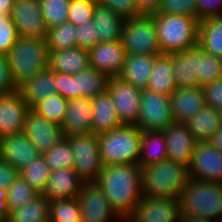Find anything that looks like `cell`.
Returning a JSON list of instances; mask_svg holds the SVG:
<instances>
[{
	"instance_id": "44dd1931",
	"label": "cell",
	"mask_w": 222,
	"mask_h": 222,
	"mask_svg": "<svg viewBox=\"0 0 222 222\" xmlns=\"http://www.w3.org/2000/svg\"><path fill=\"white\" fill-rule=\"evenodd\" d=\"M168 55L172 61V76L176 87H200L198 80L199 45Z\"/></svg>"
},
{
	"instance_id": "f546056e",
	"label": "cell",
	"mask_w": 222,
	"mask_h": 222,
	"mask_svg": "<svg viewBox=\"0 0 222 222\" xmlns=\"http://www.w3.org/2000/svg\"><path fill=\"white\" fill-rule=\"evenodd\" d=\"M76 98L86 97L93 99L107 91L109 77L89 66L73 74Z\"/></svg>"
},
{
	"instance_id": "ba28073f",
	"label": "cell",
	"mask_w": 222,
	"mask_h": 222,
	"mask_svg": "<svg viewBox=\"0 0 222 222\" xmlns=\"http://www.w3.org/2000/svg\"><path fill=\"white\" fill-rule=\"evenodd\" d=\"M65 138L69 141L74 155L73 170L83 182H95L103 167L98 135L86 133Z\"/></svg>"
},
{
	"instance_id": "d6a6232c",
	"label": "cell",
	"mask_w": 222,
	"mask_h": 222,
	"mask_svg": "<svg viewBox=\"0 0 222 222\" xmlns=\"http://www.w3.org/2000/svg\"><path fill=\"white\" fill-rule=\"evenodd\" d=\"M197 44L204 51L222 58V16L199 23Z\"/></svg>"
},
{
	"instance_id": "74e56055",
	"label": "cell",
	"mask_w": 222,
	"mask_h": 222,
	"mask_svg": "<svg viewBox=\"0 0 222 222\" xmlns=\"http://www.w3.org/2000/svg\"><path fill=\"white\" fill-rule=\"evenodd\" d=\"M50 222H81L77 198L50 201Z\"/></svg>"
},
{
	"instance_id": "f907efd6",
	"label": "cell",
	"mask_w": 222,
	"mask_h": 222,
	"mask_svg": "<svg viewBox=\"0 0 222 222\" xmlns=\"http://www.w3.org/2000/svg\"><path fill=\"white\" fill-rule=\"evenodd\" d=\"M17 90L14 84L9 62L6 56L0 55V95L12 93Z\"/></svg>"
},
{
	"instance_id": "be15d7a7",
	"label": "cell",
	"mask_w": 222,
	"mask_h": 222,
	"mask_svg": "<svg viewBox=\"0 0 222 222\" xmlns=\"http://www.w3.org/2000/svg\"><path fill=\"white\" fill-rule=\"evenodd\" d=\"M219 113H220V120H221V125H222V110Z\"/></svg>"
},
{
	"instance_id": "5bb4252c",
	"label": "cell",
	"mask_w": 222,
	"mask_h": 222,
	"mask_svg": "<svg viewBox=\"0 0 222 222\" xmlns=\"http://www.w3.org/2000/svg\"><path fill=\"white\" fill-rule=\"evenodd\" d=\"M11 18L20 37L46 39L48 28L39 0H14Z\"/></svg>"
},
{
	"instance_id": "d4e9b609",
	"label": "cell",
	"mask_w": 222,
	"mask_h": 222,
	"mask_svg": "<svg viewBox=\"0 0 222 222\" xmlns=\"http://www.w3.org/2000/svg\"><path fill=\"white\" fill-rule=\"evenodd\" d=\"M92 100V129L94 134L111 131L124 125L118 115L113 99L108 91Z\"/></svg>"
},
{
	"instance_id": "f6af8a7d",
	"label": "cell",
	"mask_w": 222,
	"mask_h": 222,
	"mask_svg": "<svg viewBox=\"0 0 222 222\" xmlns=\"http://www.w3.org/2000/svg\"><path fill=\"white\" fill-rule=\"evenodd\" d=\"M19 35L11 15L0 21V55L6 56L14 46Z\"/></svg>"
},
{
	"instance_id": "ab89813d",
	"label": "cell",
	"mask_w": 222,
	"mask_h": 222,
	"mask_svg": "<svg viewBox=\"0 0 222 222\" xmlns=\"http://www.w3.org/2000/svg\"><path fill=\"white\" fill-rule=\"evenodd\" d=\"M222 78V58L204 51L199 46V86Z\"/></svg>"
},
{
	"instance_id": "7bdbcfd3",
	"label": "cell",
	"mask_w": 222,
	"mask_h": 222,
	"mask_svg": "<svg viewBox=\"0 0 222 222\" xmlns=\"http://www.w3.org/2000/svg\"><path fill=\"white\" fill-rule=\"evenodd\" d=\"M155 14L183 15L197 19L196 0H161Z\"/></svg>"
},
{
	"instance_id": "e7e4bbea",
	"label": "cell",
	"mask_w": 222,
	"mask_h": 222,
	"mask_svg": "<svg viewBox=\"0 0 222 222\" xmlns=\"http://www.w3.org/2000/svg\"><path fill=\"white\" fill-rule=\"evenodd\" d=\"M216 222H222V216Z\"/></svg>"
},
{
	"instance_id": "8992f818",
	"label": "cell",
	"mask_w": 222,
	"mask_h": 222,
	"mask_svg": "<svg viewBox=\"0 0 222 222\" xmlns=\"http://www.w3.org/2000/svg\"><path fill=\"white\" fill-rule=\"evenodd\" d=\"M141 130L136 125L124 124L98 134L99 151L103 165L138 164Z\"/></svg>"
},
{
	"instance_id": "4fadbf2b",
	"label": "cell",
	"mask_w": 222,
	"mask_h": 222,
	"mask_svg": "<svg viewBox=\"0 0 222 222\" xmlns=\"http://www.w3.org/2000/svg\"><path fill=\"white\" fill-rule=\"evenodd\" d=\"M107 91L113 99L121 122L135 125L139 119L142 89L121 80L119 77H112L108 81Z\"/></svg>"
},
{
	"instance_id": "91938a15",
	"label": "cell",
	"mask_w": 222,
	"mask_h": 222,
	"mask_svg": "<svg viewBox=\"0 0 222 222\" xmlns=\"http://www.w3.org/2000/svg\"><path fill=\"white\" fill-rule=\"evenodd\" d=\"M0 205H8L7 203V189L0 188Z\"/></svg>"
},
{
	"instance_id": "4316f807",
	"label": "cell",
	"mask_w": 222,
	"mask_h": 222,
	"mask_svg": "<svg viewBox=\"0 0 222 222\" xmlns=\"http://www.w3.org/2000/svg\"><path fill=\"white\" fill-rule=\"evenodd\" d=\"M155 56L127 55L118 77L141 89H146L152 73Z\"/></svg>"
},
{
	"instance_id": "9c48e42d",
	"label": "cell",
	"mask_w": 222,
	"mask_h": 222,
	"mask_svg": "<svg viewBox=\"0 0 222 222\" xmlns=\"http://www.w3.org/2000/svg\"><path fill=\"white\" fill-rule=\"evenodd\" d=\"M173 122L170 96L142 89L136 127L141 131H164Z\"/></svg>"
},
{
	"instance_id": "2e32d148",
	"label": "cell",
	"mask_w": 222,
	"mask_h": 222,
	"mask_svg": "<svg viewBox=\"0 0 222 222\" xmlns=\"http://www.w3.org/2000/svg\"><path fill=\"white\" fill-rule=\"evenodd\" d=\"M88 51L91 67L106 74L109 78L118 77L127 57L121 41L97 43Z\"/></svg>"
},
{
	"instance_id": "6125c7cd",
	"label": "cell",
	"mask_w": 222,
	"mask_h": 222,
	"mask_svg": "<svg viewBox=\"0 0 222 222\" xmlns=\"http://www.w3.org/2000/svg\"><path fill=\"white\" fill-rule=\"evenodd\" d=\"M95 4H103L105 0H92Z\"/></svg>"
},
{
	"instance_id": "5b68a950",
	"label": "cell",
	"mask_w": 222,
	"mask_h": 222,
	"mask_svg": "<svg viewBox=\"0 0 222 222\" xmlns=\"http://www.w3.org/2000/svg\"><path fill=\"white\" fill-rule=\"evenodd\" d=\"M162 54L181 52L198 43L199 21L192 17L153 13Z\"/></svg>"
},
{
	"instance_id": "680465c9",
	"label": "cell",
	"mask_w": 222,
	"mask_h": 222,
	"mask_svg": "<svg viewBox=\"0 0 222 222\" xmlns=\"http://www.w3.org/2000/svg\"><path fill=\"white\" fill-rule=\"evenodd\" d=\"M10 210L8 205H0V222H6L9 219Z\"/></svg>"
},
{
	"instance_id": "7c38bea8",
	"label": "cell",
	"mask_w": 222,
	"mask_h": 222,
	"mask_svg": "<svg viewBox=\"0 0 222 222\" xmlns=\"http://www.w3.org/2000/svg\"><path fill=\"white\" fill-rule=\"evenodd\" d=\"M188 172L190 178L222 184V152L210 142H197Z\"/></svg>"
},
{
	"instance_id": "d590c367",
	"label": "cell",
	"mask_w": 222,
	"mask_h": 222,
	"mask_svg": "<svg viewBox=\"0 0 222 222\" xmlns=\"http://www.w3.org/2000/svg\"><path fill=\"white\" fill-rule=\"evenodd\" d=\"M51 170L41 154L19 171V175L39 194L46 188Z\"/></svg>"
},
{
	"instance_id": "30bf717a",
	"label": "cell",
	"mask_w": 222,
	"mask_h": 222,
	"mask_svg": "<svg viewBox=\"0 0 222 222\" xmlns=\"http://www.w3.org/2000/svg\"><path fill=\"white\" fill-rule=\"evenodd\" d=\"M76 198L81 222H124L111 208L106 195L95 182H83Z\"/></svg>"
},
{
	"instance_id": "e575fe53",
	"label": "cell",
	"mask_w": 222,
	"mask_h": 222,
	"mask_svg": "<svg viewBox=\"0 0 222 222\" xmlns=\"http://www.w3.org/2000/svg\"><path fill=\"white\" fill-rule=\"evenodd\" d=\"M76 29L77 26L69 21L59 26L49 28L45 39L48 51L77 47Z\"/></svg>"
},
{
	"instance_id": "277c9868",
	"label": "cell",
	"mask_w": 222,
	"mask_h": 222,
	"mask_svg": "<svg viewBox=\"0 0 222 222\" xmlns=\"http://www.w3.org/2000/svg\"><path fill=\"white\" fill-rule=\"evenodd\" d=\"M181 213L216 222L222 216V184L189 178L180 197Z\"/></svg>"
},
{
	"instance_id": "9a60e30c",
	"label": "cell",
	"mask_w": 222,
	"mask_h": 222,
	"mask_svg": "<svg viewBox=\"0 0 222 222\" xmlns=\"http://www.w3.org/2000/svg\"><path fill=\"white\" fill-rule=\"evenodd\" d=\"M23 133L41 154L65 138L60 125L38 115L31 108L26 115Z\"/></svg>"
},
{
	"instance_id": "f35d334b",
	"label": "cell",
	"mask_w": 222,
	"mask_h": 222,
	"mask_svg": "<svg viewBox=\"0 0 222 222\" xmlns=\"http://www.w3.org/2000/svg\"><path fill=\"white\" fill-rule=\"evenodd\" d=\"M39 195L20 175L7 188V203L10 212L25 207Z\"/></svg>"
},
{
	"instance_id": "4dcf8cb0",
	"label": "cell",
	"mask_w": 222,
	"mask_h": 222,
	"mask_svg": "<svg viewBox=\"0 0 222 222\" xmlns=\"http://www.w3.org/2000/svg\"><path fill=\"white\" fill-rule=\"evenodd\" d=\"M167 159L164 131H141L138 164L152 165Z\"/></svg>"
},
{
	"instance_id": "60d3db41",
	"label": "cell",
	"mask_w": 222,
	"mask_h": 222,
	"mask_svg": "<svg viewBox=\"0 0 222 222\" xmlns=\"http://www.w3.org/2000/svg\"><path fill=\"white\" fill-rule=\"evenodd\" d=\"M42 155L51 171L61 168H73L74 155L66 138H63Z\"/></svg>"
},
{
	"instance_id": "3957f363",
	"label": "cell",
	"mask_w": 222,
	"mask_h": 222,
	"mask_svg": "<svg viewBox=\"0 0 222 222\" xmlns=\"http://www.w3.org/2000/svg\"><path fill=\"white\" fill-rule=\"evenodd\" d=\"M6 57L16 87L48 68L49 51L44 39L19 36Z\"/></svg>"
},
{
	"instance_id": "bcb514c9",
	"label": "cell",
	"mask_w": 222,
	"mask_h": 222,
	"mask_svg": "<svg viewBox=\"0 0 222 222\" xmlns=\"http://www.w3.org/2000/svg\"><path fill=\"white\" fill-rule=\"evenodd\" d=\"M75 33L77 36V47L89 50L98 43L96 24L93 19L78 25Z\"/></svg>"
},
{
	"instance_id": "7dc6e473",
	"label": "cell",
	"mask_w": 222,
	"mask_h": 222,
	"mask_svg": "<svg viewBox=\"0 0 222 222\" xmlns=\"http://www.w3.org/2000/svg\"><path fill=\"white\" fill-rule=\"evenodd\" d=\"M102 5L109 8L123 19L136 17L142 14L138 10L136 0H105Z\"/></svg>"
},
{
	"instance_id": "11a10c76",
	"label": "cell",
	"mask_w": 222,
	"mask_h": 222,
	"mask_svg": "<svg viewBox=\"0 0 222 222\" xmlns=\"http://www.w3.org/2000/svg\"><path fill=\"white\" fill-rule=\"evenodd\" d=\"M208 142H210L213 146H215L222 152V125L219 130L214 133V135Z\"/></svg>"
},
{
	"instance_id": "f1b7e54d",
	"label": "cell",
	"mask_w": 222,
	"mask_h": 222,
	"mask_svg": "<svg viewBox=\"0 0 222 222\" xmlns=\"http://www.w3.org/2000/svg\"><path fill=\"white\" fill-rule=\"evenodd\" d=\"M190 134L197 142L209 141L221 127L219 111L204 105L203 108L186 122Z\"/></svg>"
},
{
	"instance_id": "603a6c76",
	"label": "cell",
	"mask_w": 222,
	"mask_h": 222,
	"mask_svg": "<svg viewBox=\"0 0 222 222\" xmlns=\"http://www.w3.org/2000/svg\"><path fill=\"white\" fill-rule=\"evenodd\" d=\"M83 181L73 168H61L51 171L46 188L41 194L48 200L76 198L81 191Z\"/></svg>"
},
{
	"instance_id": "6da1fadb",
	"label": "cell",
	"mask_w": 222,
	"mask_h": 222,
	"mask_svg": "<svg viewBox=\"0 0 222 222\" xmlns=\"http://www.w3.org/2000/svg\"><path fill=\"white\" fill-rule=\"evenodd\" d=\"M95 183L123 221L132 214L143 197L139 164L103 165Z\"/></svg>"
},
{
	"instance_id": "7402d4cb",
	"label": "cell",
	"mask_w": 222,
	"mask_h": 222,
	"mask_svg": "<svg viewBox=\"0 0 222 222\" xmlns=\"http://www.w3.org/2000/svg\"><path fill=\"white\" fill-rule=\"evenodd\" d=\"M174 122L186 123L206 105L201 87H176L170 95Z\"/></svg>"
},
{
	"instance_id": "9f6ffc18",
	"label": "cell",
	"mask_w": 222,
	"mask_h": 222,
	"mask_svg": "<svg viewBox=\"0 0 222 222\" xmlns=\"http://www.w3.org/2000/svg\"><path fill=\"white\" fill-rule=\"evenodd\" d=\"M14 0H0V11L6 15H11Z\"/></svg>"
},
{
	"instance_id": "c3c4849f",
	"label": "cell",
	"mask_w": 222,
	"mask_h": 222,
	"mask_svg": "<svg viewBox=\"0 0 222 222\" xmlns=\"http://www.w3.org/2000/svg\"><path fill=\"white\" fill-rule=\"evenodd\" d=\"M201 88L206 105L220 112L222 110V78L203 85Z\"/></svg>"
},
{
	"instance_id": "ac0fdd59",
	"label": "cell",
	"mask_w": 222,
	"mask_h": 222,
	"mask_svg": "<svg viewBox=\"0 0 222 222\" xmlns=\"http://www.w3.org/2000/svg\"><path fill=\"white\" fill-rule=\"evenodd\" d=\"M40 155L23 132L0 137V160L10 163L19 171Z\"/></svg>"
},
{
	"instance_id": "b9f144b4",
	"label": "cell",
	"mask_w": 222,
	"mask_h": 222,
	"mask_svg": "<svg viewBox=\"0 0 222 222\" xmlns=\"http://www.w3.org/2000/svg\"><path fill=\"white\" fill-rule=\"evenodd\" d=\"M70 0H39L47 28L59 26L68 19Z\"/></svg>"
},
{
	"instance_id": "8d00e7d4",
	"label": "cell",
	"mask_w": 222,
	"mask_h": 222,
	"mask_svg": "<svg viewBox=\"0 0 222 222\" xmlns=\"http://www.w3.org/2000/svg\"><path fill=\"white\" fill-rule=\"evenodd\" d=\"M68 100L60 94H51L45 100L37 102L31 109L38 115L61 126Z\"/></svg>"
},
{
	"instance_id": "ee69618b",
	"label": "cell",
	"mask_w": 222,
	"mask_h": 222,
	"mask_svg": "<svg viewBox=\"0 0 222 222\" xmlns=\"http://www.w3.org/2000/svg\"><path fill=\"white\" fill-rule=\"evenodd\" d=\"M96 4L92 0H70L67 21L78 26L92 20Z\"/></svg>"
},
{
	"instance_id": "83f0119b",
	"label": "cell",
	"mask_w": 222,
	"mask_h": 222,
	"mask_svg": "<svg viewBox=\"0 0 222 222\" xmlns=\"http://www.w3.org/2000/svg\"><path fill=\"white\" fill-rule=\"evenodd\" d=\"M98 43L120 41L124 19L102 4H96L93 12Z\"/></svg>"
},
{
	"instance_id": "7a4b0ae2",
	"label": "cell",
	"mask_w": 222,
	"mask_h": 222,
	"mask_svg": "<svg viewBox=\"0 0 222 222\" xmlns=\"http://www.w3.org/2000/svg\"><path fill=\"white\" fill-rule=\"evenodd\" d=\"M144 197H165L179 200L189 181L188 166L170 159L140 166Z\"/></svg>"
},
{
	"instance_id": "8fae6325",
	"label": "cell",
	"mask_w": 222,
	"mask_h": 222,
	"mask_svg": "<svg viewBox=\"0 0 222 222\" xmlns=\"http://www.w3.org/2000/svg\"><path fill=\"white\" fill-rule=\"evenodd\" d=\"M180 200L142 197L124 222H179Z\"/></svg>"
},
{
	"instance_id": "836d02e7",
	"label": "cell",
	"mask_w": 222,
	"mask_h": 222,
	"mask_svg": "<svg viewBox=\"0 0 222 222\" xmlns=\"http://www.w3.org/2000/svg\"><path fill=\"white\" fill-rule=\"evenodd\" d=\"M49 220L50 200L39 194L25 207L12 210L6 222H49Z\"/></svg>"
},
{
	"instance_id": "cb8c5ba5",
	"label": "cell",
	"mask_w": 222,
	"mask_h": 222,
	"mask_svg": "<svg viewBox=\"0 0 222 222\" xmlns=\"http://www.w3.org/2000/svg\"><path fill=\"white\" fill-rule=\"evenodd\" d=\"M25 103L32 108L37 102L45 100L49 95L58 93L55 72L49 67L34 77L25 80L17 87Z\"/></svg>"
},
{
	"instance_id": "e0dca14e",
	"label": "cell",
	"mask_w": 222,
	"mask_h": 222,
	"mask_svg": "<svg viewBox=\"0 0 222 222\" xmlns=\"http://www.w3.org/2000/svg\"><path fill=\"white\" fill-rule=\"evenodd\" d=\"M29 109L17 90L0 95V137L22 133Z\"/></svg>"
},
{
	"instance_id": "d6986e66",
	"label": "cell",
	"mask_w": 222,
	"mask_h": 222,
	"mask_svg": "<svg viewBox=\"0 0 222 222\" xmlns=\"http://www.w3.org/2000/svg\"><path fill=\"white\" fill-rule=\"evenodd\" d=\"M61 128L64 137L93 133L92 100L86 97L68 100Z\"/></svg>"
},
{
	"instance_id": "1f68e13d",
	"label": "cell",
	"mask_w": 222,
	"mask_h": 222,
	"mask_svg": "<svg viewBox=\"0 0 222 222\" xmlns=\"http://www.w3.org/2000/svg\"><path fill=\"white\" fill-rule=\"evenodd\" d=\"M173 66L168 54L155 56L147 90L170 96L176 85L172 76Z\"/></svg>"
},
{
	"instance_id": "94428289",
	"label": "cell",
	"mask_w": 222,
	"mask_h": 222,
	"mask_svg": "<svg viewBox=\"0 0 222 222\" xmlns=\"http://www.w3.org/2000/svg\"><path fill=\"white\" fill-rule=\"evenodd\" d=\"M8 15L4 14L0 11V21H2L4 18H6Z\"/></svg>"
},
{
	"instance_id": "484cf974",
	"label": "cell",
	"mask_w": 222,
	"mask_h": 222,
	"mask_svg": "<svg viewBox=\"0 0 222 222\" xmlns=\"http://www.w3.org/2000/svg\"><path fill=\"white\" fill-rule=\"evenodd\" d=\"M90 66L89 51L74 47L49 51L48 67L54 72L75 74Z\"/></svg>"
},
{
	"instance_id": "db71d44e",
	"label": "cell",
	"mask_w": 222,
	"mask_h": 222,
	"mask_svg": "<svg viewBox=\"0 0 222 222\" xmlns=\"http://www.w3.org/2000/svg\"><path fill=\"white\" fill-rule=\"evenodd\" d=\"M161 0H136L138 10L144 14L156 13Z\"/></svg>"
},
{
	"instance_id": "681fc988",
	"label": "cell",
	"mask_w": 222,
	"mask_h": 222,
	"mask_svg": "<svg viewBox=\"0 0 222 222\" xmlns=\"http://www.w3.org/2000/svg\"><path fill=\"white\" fill-rule=\"evenodd\" d=\"M197 20L222 16V0H196Z\"/></svg>"
},
{
	"instance_id": "f5cc1de1",
	"label": "cell",
	"mask_w": 222,
	"mask_h": 222,
	"mask_svg": "<svg viewBox=\"0 0 222 222\" xmlns=\"http://www.w3.org/2000/svg\"><path fill=\"white\" fill-rule=\"evenodd\" d=\"M19 176V170L8 162L0 160V188H9Z\"/></svg>"
},
{
	"instance_id": "816d5d0a",
	"label": "cell",
	"mask_w": 222,
	"mask_h": 222,
	"mask_svg": "<svg viewBox=\"0 0 222 222\" xmlns=\"http://www.w3.org/2000/svg\"><path fill=\"white\" fill-rule=\"evenodd\" d=\"M55 80L58 86V94L66 100L76 98L74 77L72 74L55 72Z\"/></svg>"
},
{
	"instance_id": "6f0895ef",
	"label": "cell",
	"mask_w": 222,
	"mask_h": 222,
	"mask_svg": "<svg viewBox=\"0 0 222 222\" xmlns=\"http://www.w3.org/2000/svg\"><path fill=\"white\" fill-rule=\"evenodd\" d=\"M179 222H210L205 218L193 215L180 214Z\"/></svg>"
},
{
	"instance_id": "52a82bcc",
	"label": "cell",
	"mask_w": 222,
	"mask_h": 222,
	"mask_svg": "<svg viewBox=\"0 0 222 222\" xmlns=\"http://www.w3.org/2000/svg\"><path fill=\"white\" fill-rule=\"evenodd\" d=\"M120 41L127 55L158 56L162 54L153 13H142L136 17L124 19Z\"/></svg>"
},
{
	"instance_id": "ffe728a7",
	"label": "cell",
	"mask_w": 222,
	"mask_h": 222,
	"mask_svg": "<svg viewBox=\"0 0 222 222\" xmlns=\"http://www.w3.org/2000/svg\"><path fill=\"white\" fill-rule=\"evenodd\" d=\"M167 159L189 166L197 141L192 137L186 123H171L164 130Z\"/></svg>"
}]
</instances>
